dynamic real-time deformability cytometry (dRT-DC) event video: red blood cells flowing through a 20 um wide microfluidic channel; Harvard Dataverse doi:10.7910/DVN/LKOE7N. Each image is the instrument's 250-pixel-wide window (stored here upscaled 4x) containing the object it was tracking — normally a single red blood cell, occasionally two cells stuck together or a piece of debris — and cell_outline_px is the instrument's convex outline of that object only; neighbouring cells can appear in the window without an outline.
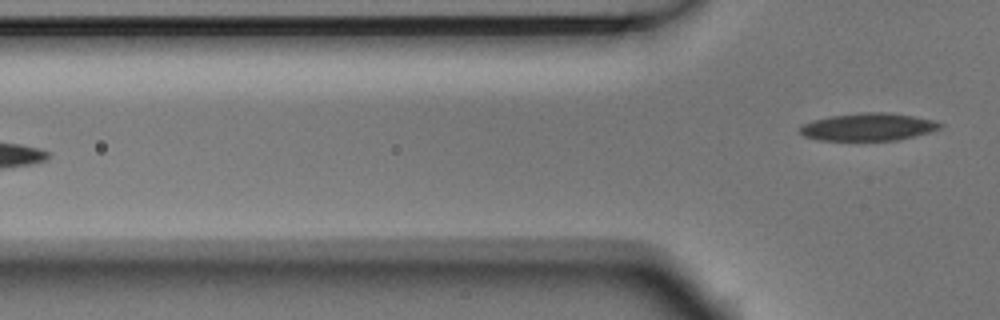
{"species": "Egyptian fruit bat (a non-hibernating species)", "species_latin": "Rousettus aegyptiacus", "temperature_condition": "room temperature", "stored_images_in_passage": 5, "camera_frame_rate_fps": 3000, "um_per_image_px": 0.085, "animal": {"sex": "male"}, "frame": {"image": 1, "passage_image": 5, "time_ms": 1.333, "image_size_px": [1000, 320], "cell_outline_px": [[944, 124], [940, 128], [928, 132], [896, 140], [820, 140], [804, 136], [800, 132], [800, 128], [804, 124], [816, 120], [832, 116], [864, 112], [892, 112], [932, 120]], "centroid_in_image_um": [73.81, 10.78], "position_along_channel_um": 52.0, "area_um2": 22.08}}